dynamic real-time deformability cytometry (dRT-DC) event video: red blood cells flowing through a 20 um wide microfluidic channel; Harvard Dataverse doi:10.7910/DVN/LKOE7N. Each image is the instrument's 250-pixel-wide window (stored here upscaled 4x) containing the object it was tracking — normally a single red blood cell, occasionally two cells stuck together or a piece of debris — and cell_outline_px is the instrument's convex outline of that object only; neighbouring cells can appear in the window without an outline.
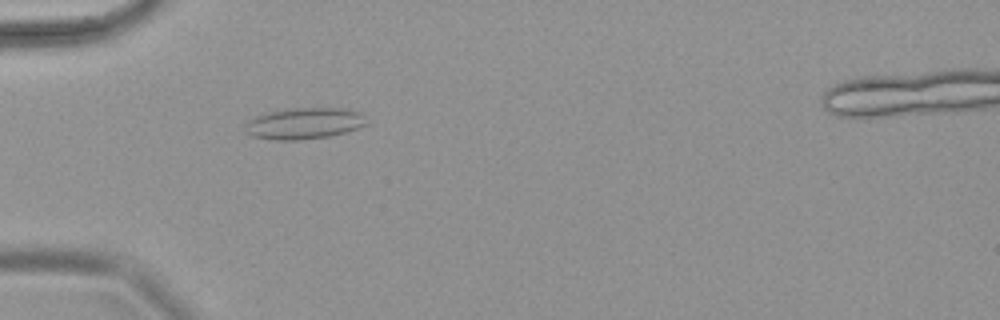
{"species": "common noctule bat (a hibernating species)", "species_latin": "Nyctalus noctula", "temperature_condition": "warm", "stored_images_in_passage": 66, "camera_frame_rate_fps": 3000, "um_per_image_px": 0.085, "animal": {"sex": "female", "body_mass_g": 18.4}, "frame": {"image": 1, "passage_image": 22, "time_ms": 7.0, "image_size_px": [1000, 320], "cell_outline_px": [[368, 124], [344, 132], [328, 136], [296, 140], [276, 140], [252, 136], [244, 132], [244, 124], [256, 116], [276, 108], [344, 108], [360, 112], [364, 116]], "centroid_in_image_um": [25.8, 10.47], "position_along_channel_um": 59.2, "area_um2": 22.37}}
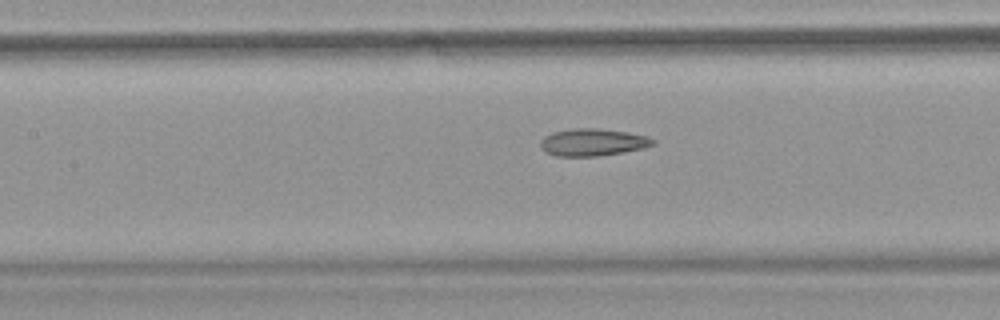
{"frame": {"image": 2, "passage_image": 32, "time_ms": 10.333, "image_size_px": [1000, 320], "cell_outline_px": [[656, 144], [644, 148], [596, 156], [556, 156], [548, 152], [540, 144], [540, 140], [544, 136], [552, 132], [572, 128], [596, 128], [628, 132], [648, 136], [656, 140]], "centroid_in_image_um": [50.41, 12.08], "position_along_channel_um": 157.0, "area_um2": 17.8}}
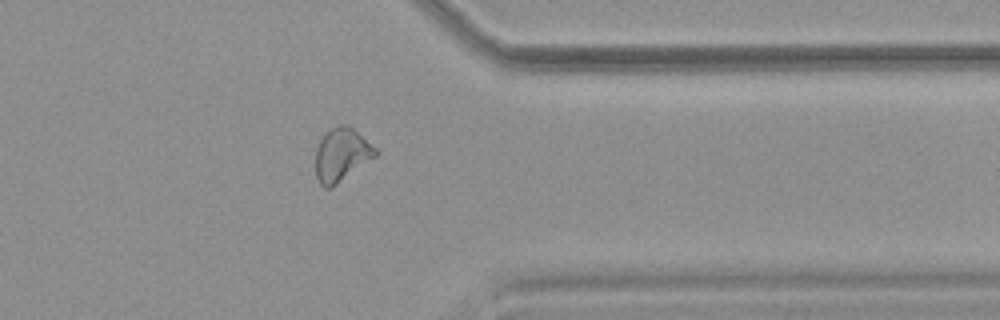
{"frame": {"image": 3, "passage_image": 54, "time_ms": 17.667, "image_size_px": [1000, 320], "cell_outline_px": [[380, 152], [376, 156], [332, 188], [324, 188], [320, 184], [316, 176], [316, 148], [320, 140], [332, 128], [340, 124], [348, 124], [376, 148]], "centroid_in_image_um": [29.04, 13.17], "position_along_channel_um": 382.4, "area_um2": 18.5}}